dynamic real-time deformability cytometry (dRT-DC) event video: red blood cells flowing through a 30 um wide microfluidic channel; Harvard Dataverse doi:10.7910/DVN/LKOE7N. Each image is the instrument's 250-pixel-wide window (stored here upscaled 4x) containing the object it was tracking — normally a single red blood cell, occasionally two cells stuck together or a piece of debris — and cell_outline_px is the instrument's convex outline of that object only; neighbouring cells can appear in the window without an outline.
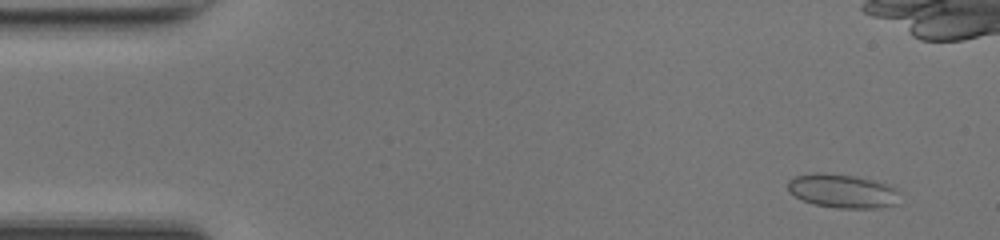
{"species": "common noctule bat (a hibernating species)", "species_latin": "Nyctalus noctula", "temperature_condition": "room temperature", "stored_images_in_passage": 49, "camera_frame_rate_fps": 3000, "um_per_image_px": 0.085, "animal": {"sex": "female", "body_mass_g": 17.0, "forearm_length_mm": 48.0}, "frame": {"image": 1, "passage_image": 4, "time_ms": 1.0, "image_size_px": [1000, 240], "cell_outline_px": [[900, 192], [896, 204], [880, 208], [836, 208], [812, 204], [788, 192], [788, 180], [796, 176], [816, 172], [824, 172], [856, 176], [876, 180], [892, 184]], "centroid_in_image_um": [71.65, 16.23], "position_along_channel_um": 13.3, "area_um2": 22.48}}
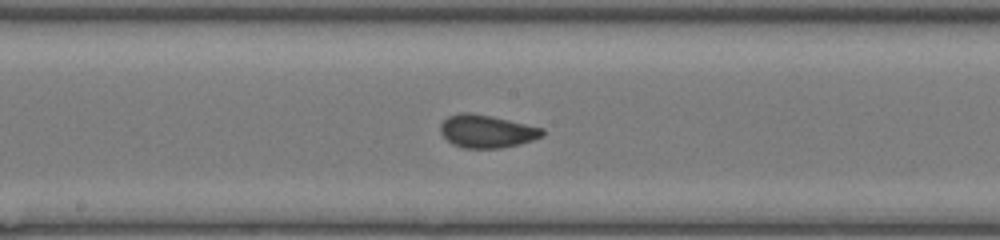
{"frame": {"image": 2, "passage_image": 26, "time_ms": 8.333, "image_size_px": [1000, 240], "cell_outline_px": [[544, 136], [520, 144], [500, 148], [464, 148], [452, 144], [440, 132], [440, 124], [448, 116], [460, 112], [468, 112], [492, 116], [544, 128]], "centroid_in_image_um": [41.38, 11.15], "position_along_channel_um": 206.8, "area_um2": 19.59}}
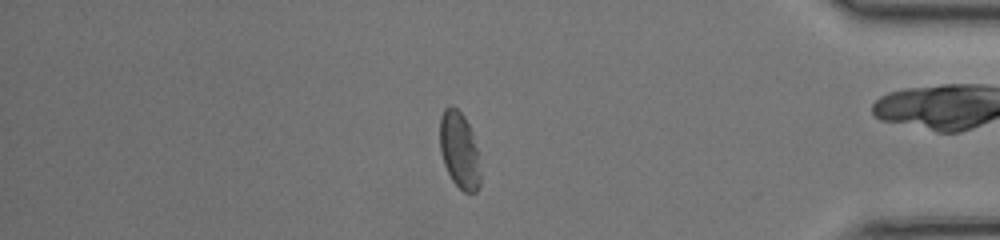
{"frame": {"image": 3, "passage_image": 42, "time_ms": 13.667, "image_size_px": [1000, 240], "cell_outline_px": [[480, 184], [476, 192], [464, 192], [452, 180], [444, 164], [440, 152], [440, 116], [444, 108], [452, 104], [464, 116], [472, 132], [476, 148], [480, 172]], "centroid_in_image_um": [39.02, 12.75], "position_along_channel_um": 396.2, "area_um2": 17.98}, "authors_computed_cell_mechanics": {"area_um2": 19.4786, "velocity_mm_per_s": 4.215, "shape_relaxation_time_tau1_ms": 4.4656, "shape_relaxation_time_tau2_ms": null, "deformation_change_tau1": 0.1181, "deformation_change_tau2": null}}